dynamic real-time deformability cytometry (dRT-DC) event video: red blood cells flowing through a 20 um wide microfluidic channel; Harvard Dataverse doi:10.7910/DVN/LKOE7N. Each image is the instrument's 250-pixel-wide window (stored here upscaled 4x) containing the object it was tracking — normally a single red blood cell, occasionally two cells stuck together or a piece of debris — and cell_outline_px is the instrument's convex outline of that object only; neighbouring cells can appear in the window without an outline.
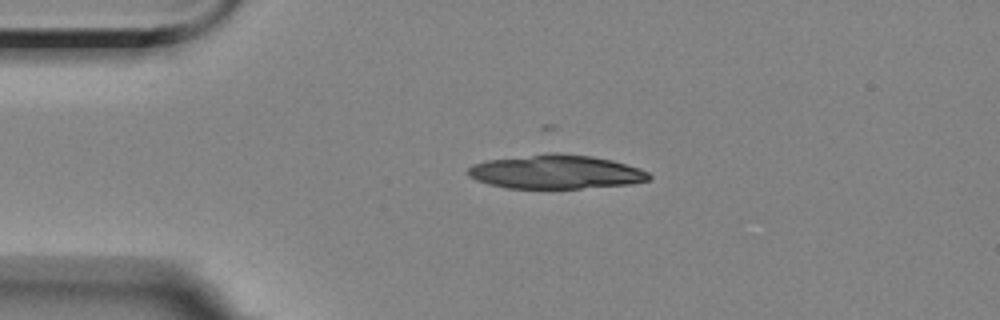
{"species": "Egyptian fruit bat (a non-hibernating species)", "species_latin": "Rousettus aegyptiacus", "temperature_condition": "room temperature", "stored_images_in_passage": 1, "camera_frame_rate_fps": 3000, "um_per_image_px": 0.085, "animal": {"sex": "female"}, "frame": {"image": 1, "passage_image": 1, "time_ms": 0.0, "image_size_px": [1000, 320], "cell_outline_px": [[652, 176], [648, 180], [628, 184], [580, 188], [504, 188], [488, 184], [476, 180], [468, 176], [468, 168], [472, 164], [488, 160], [548, 152], [556, 152], [592, 156], [612, 160], [640, 168], [648, 172]], "centroid_in_image_um": [47.22, 14.6], "position_along_channel_um": 37.8, "area_um2": 35.89}}